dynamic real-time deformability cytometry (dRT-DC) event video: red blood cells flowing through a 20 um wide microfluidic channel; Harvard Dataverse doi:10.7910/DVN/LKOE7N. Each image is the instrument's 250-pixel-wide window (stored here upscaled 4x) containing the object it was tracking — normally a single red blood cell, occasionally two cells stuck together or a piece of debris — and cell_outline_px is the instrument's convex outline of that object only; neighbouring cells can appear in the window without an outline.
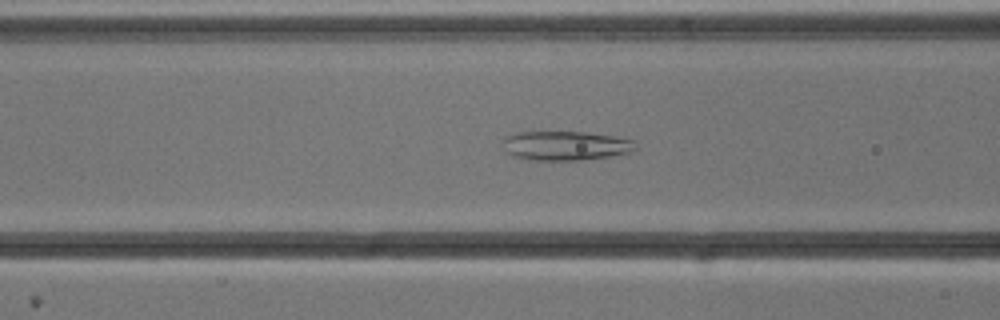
{"species": "common noctule bat (a hibernating species)", "species_latin": "Nyctalus noctula", "temperature_condition": "cold", "stored_images_in_passage": 54, "camera_frame_rate_fps": 3000, "um_per_image_px": 0.085, "animal": {"sex": "male", "body_mass_g": 13.3}, "frame": {"image": 1, "passage_image": 21, "time_ms": 6.667, "image_size_px": [1000, 320], "cell_outline_px": [[636, 152], [580, 160], [532, 160], [512, 156], [504, 152], [504, 136], [520, 132], [584, 132], [612, 136], [632, 140], [636, 148]], "centroid_in_image_um": [48.05, 12.39], "position_along_channel_um": 118.6, "area_um2": 22.6}}
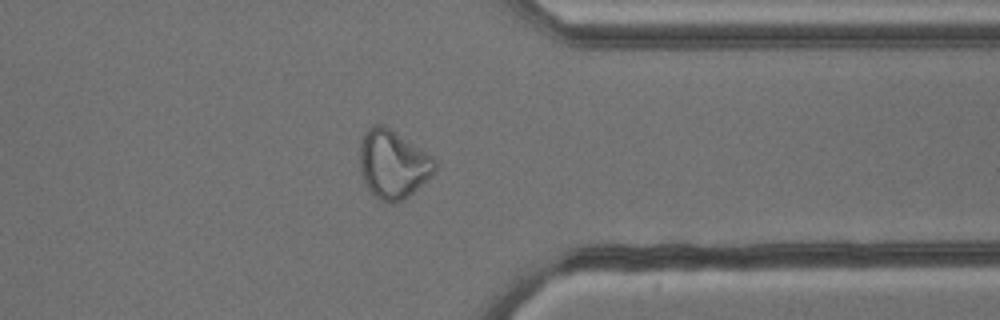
{"frame": {"image": 2, "passage_image": 42, "time_ms": 13.667, "image_size_px": [1000, 320], "cell_outline_px": [[436, 172], [404, 200], [392, 204], [380, 200], [368, 188], [360, 172], [360, 140], [368, 128], [376, 124], [380, 124], [388, 128], [432, 156], [436, 160]], "centroid_in_image_um": [33.4, 13.98], "position_along_channel_um": 378.0, "area_um2": 29.65}}
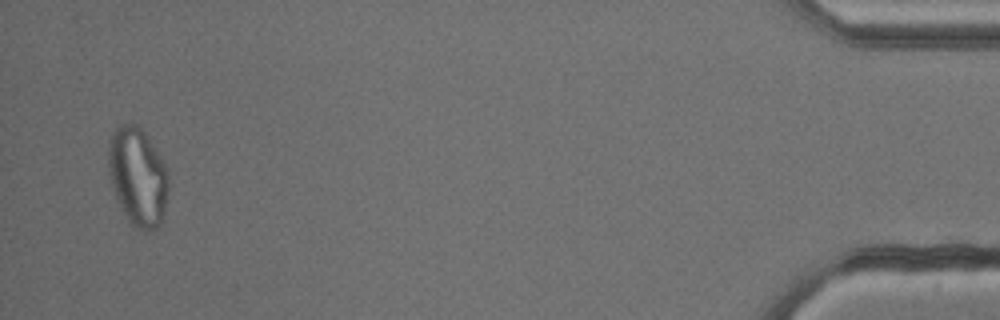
{"frame": {"image": 3, "passage_image": 52, "time_ms": 17.0, "image_size_px": [1000, 320], "cell_outline_px": [[168, 188], [164, 208], [160, 224], [156, 228], [148, 232], [144, 232], [136, 228], [128, 220], [120, 208], [108, 172], [108, 148], [112, 132], [116, 124], [136, 124], [148, 136], [156, 148], [168, 168]], "centroid_in_image_um": [11.7, 14.99], "position_along_channel_um": 423.5, "area_um2": 34.74}}